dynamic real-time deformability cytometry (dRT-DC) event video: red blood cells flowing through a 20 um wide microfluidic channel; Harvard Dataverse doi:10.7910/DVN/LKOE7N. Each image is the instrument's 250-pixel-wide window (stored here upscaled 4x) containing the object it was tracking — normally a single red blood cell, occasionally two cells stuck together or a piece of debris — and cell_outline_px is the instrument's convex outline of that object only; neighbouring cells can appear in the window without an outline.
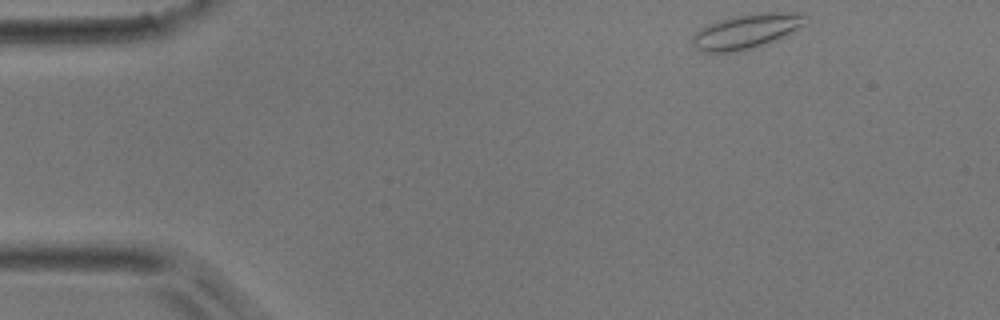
{"species": "common noctule bat (a hibernating species)", "species_latin": "Nyctalus noctula", "temperature_condition": "room temperature", "stored_images_in_passage": 45, "camera_frame_rate_fps": 3000, "um_per_image_px": 0.085, "animal": {"sex": "male", "body_mass_g": 17.9}, "frame": {"image": 1, "passage_image": 1, "time_ms": 0.0, "image_size_px": [1000, 320], "cell_outline_px": [[808, 24], [776, 40], [764, 44], [736, 52], [700, 52], [692, 44], [692, 36], [700, 28], [708, 24], [732, 16], [756, 12], [792, 12], [808, 16]], "centroid_in_image_um": [63.47, 2.65], "position_along_channel_um": 21.5, "area_um2": 23.06}}
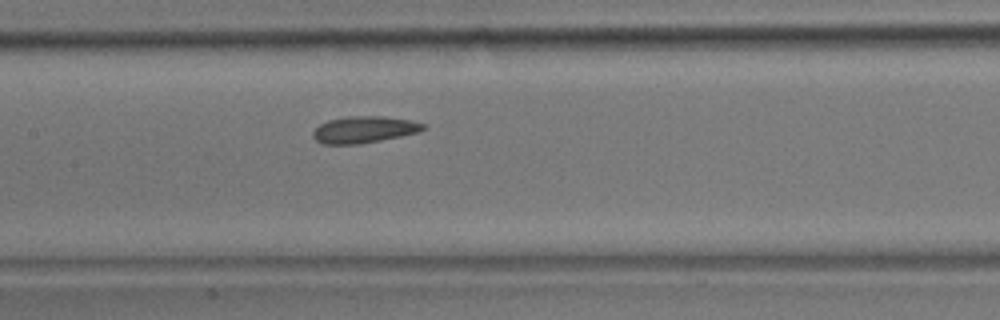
{"frame": {"image": 2, "passage_image": 19, "time_ms": 6.0, "image_size_px": [1000, 320], "cell_outline_px": [[424, 128], [420, 132], [360, 144], [320, 144], [312, 136], [312, 132], [320, 124], [328, 120], [348, 116], [384, 116], [408, 120], [424, 124]], "centroid_in_image_um": [30.9, 11.02], "position_along_channel_um": 176.5, "area_um2": 17.05}}
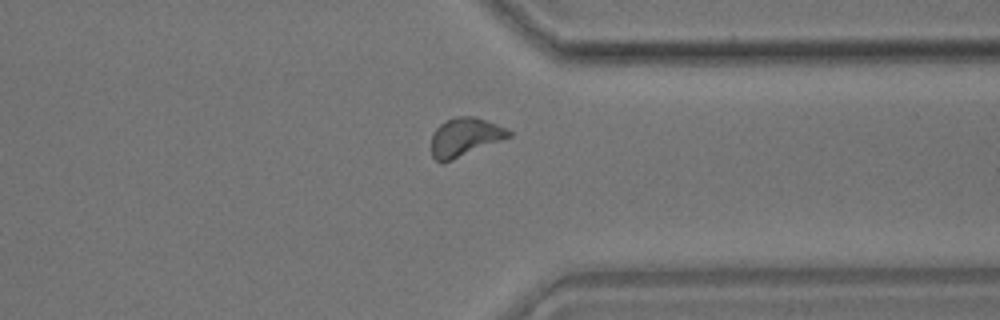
{"frame": {"image": 3, "passage_image": 34, "time_ms": 11.0, "image_size_px": [1000, 320], "cell_outline_px": [[512, 136], [452, 160], [436, 160], [432, 156], [432, 132], [440, 124], [456, 116], [472, 116], [508, 128], [512, 132]], "centroid_in_image_um": [39.54, 11.63], "position_along_channel_um": 371.9, "area_um2": 17.05}}